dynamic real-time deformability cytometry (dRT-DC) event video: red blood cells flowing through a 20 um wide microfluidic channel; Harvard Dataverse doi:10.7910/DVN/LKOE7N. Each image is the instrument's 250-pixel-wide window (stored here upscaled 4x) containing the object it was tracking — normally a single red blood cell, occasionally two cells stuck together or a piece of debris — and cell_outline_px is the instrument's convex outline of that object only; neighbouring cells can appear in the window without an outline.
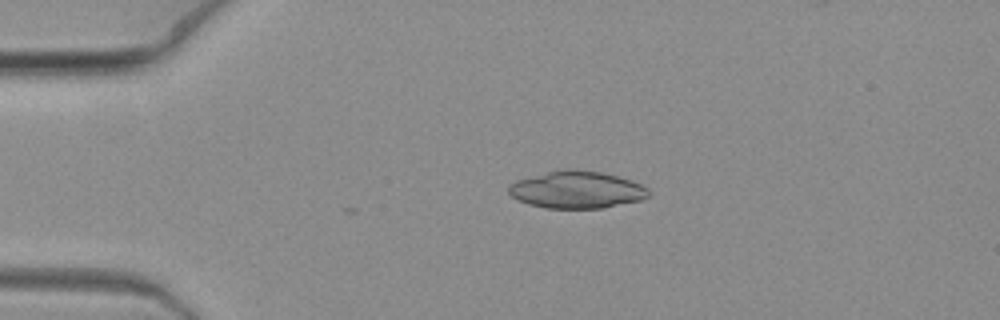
{"species": "common noctule bat (a hibernating species)", "species_latin": "Nyctalus noctula", "temperature_condition": "warm", "stored_images_in_passage": 8, "camera_frame_rate_fps": 3000, "um_per_image_px": 0.085, "animal": {"sex": "female", "body_mass_g": 19.3, "forearm_length_mm": 54.1}, "frame": {"image": 1, "passage_image": 3, "time_ms": 0.667, "image_size_px": [1000, 320], "cell_outline_px": [[648, 196], [640, 200], [604, 208], [544, 208], [528, 204], [512, 196], [508, 192], [508, 184], [516, 180], [564, 168], [572, 168], [600, 172], [632, 180], [648, 188]], "centroid_in_image_um": [49.0, 16.12], "position_along_channel_um": 36.0, "area_um2": 30.29}}